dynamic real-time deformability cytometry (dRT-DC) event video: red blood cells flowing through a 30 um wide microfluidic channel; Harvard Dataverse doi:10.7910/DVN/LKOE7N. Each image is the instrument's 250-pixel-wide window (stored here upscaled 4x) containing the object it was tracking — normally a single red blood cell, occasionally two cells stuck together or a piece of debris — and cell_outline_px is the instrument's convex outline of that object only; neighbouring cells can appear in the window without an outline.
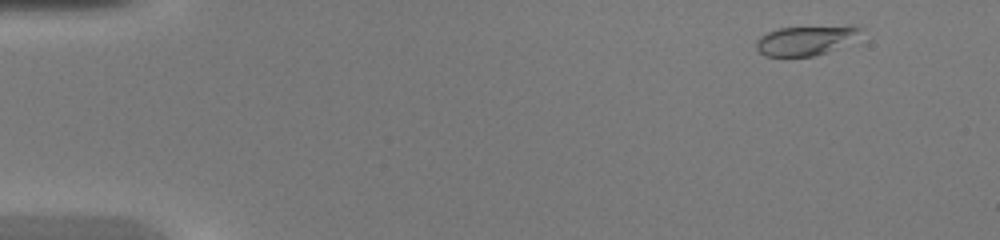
{"species": "common noctule bat (a hibernating species)", "species_latin": "Nyctalus noctula", "temperature_condition": "warm", "stored_images_in_passage": 47, "camera_frame_rate_fps": 3000, "um_per_image_px": 0.085, "animal": {"sex": "female", "body_mass_g": 20.0, "forearm_length_mm": 54.0}, "frame": {"image": 1, "passage_image": 4, "time_ms": 1.0, "image_size_px": [1000, 240], "cell_outline_px": [[860, 28], [828, 52], [812, 56], [764, 56], [756, 48], [756, 40], [760, 36], [768, 32], [780, 28]], "centroid_in_image_um": [68.13, 3.5], "position_along_channel_um": 16.9, "area_um2": 16.07}}
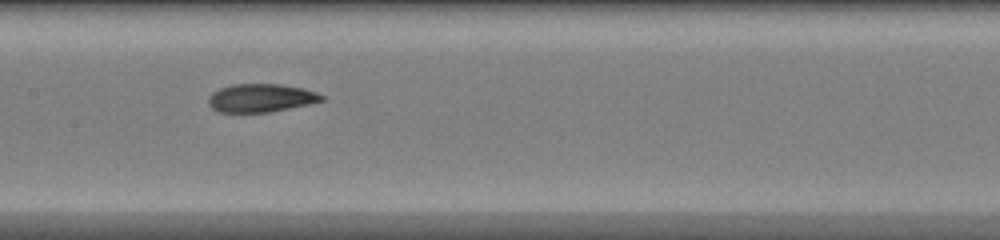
{"frame": {"image": 2, "passage_image": 24, "time_ms": 7.667, "image_size_px": [1000, 240], "cell_outline_px": [[324, 100], [308, 104], [268, 112], [216, 112], [208, 104], [208, 96], [212, 92], [220, 88], [232, 84], [280, 84], [304, 88], [316, 92], [324, 96]], "centroid_in_image_um": [22.14, 8.32], "position_along_channel_um": 185.3, "area_um2": 18.67}}
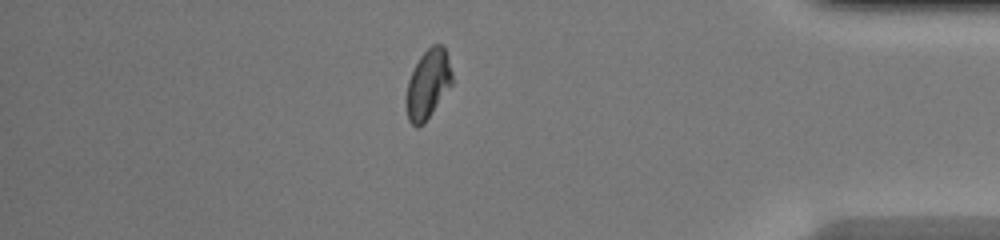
{"frame": {"image": 3, "passage_image": 41, "time_ms": 13.333, "image_size_px": [1000, 240], "cell_outline_px": [[452, 84], [424, 124], [416, 128], [408, 120], [408, 80], [420, 56], [432, 44], [440, 44], [444, 48], [452, 72]], "centroid_in_image_um": [36.4, 7.15], "position_along_channel_um": 398.8, "area_um2": 17.92}, "authors_computed_cell_mechanics": {"area_um2": 18.6116, "velocity_mm_per_s": 4.3373, "shape_relaxation_time_tau1_ms": null, "shape_relaxation_time_tau2_ms": 1.1073, "deformation_change_tau1": null, "deformation_change_tau2": 0.0432}}